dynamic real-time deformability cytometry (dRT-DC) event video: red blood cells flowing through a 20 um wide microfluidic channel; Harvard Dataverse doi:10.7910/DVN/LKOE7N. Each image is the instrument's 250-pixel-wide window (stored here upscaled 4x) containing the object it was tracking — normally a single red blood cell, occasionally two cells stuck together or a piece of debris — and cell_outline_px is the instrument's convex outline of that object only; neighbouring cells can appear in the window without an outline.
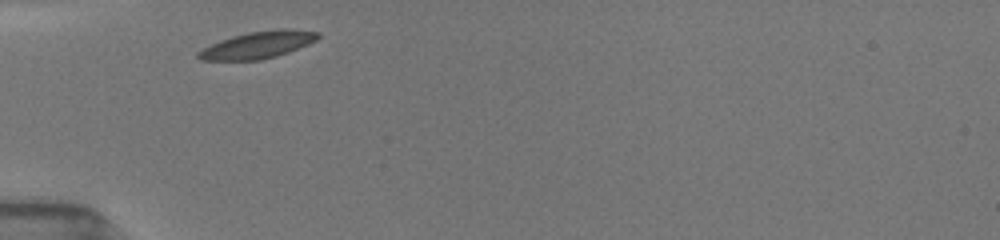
{"species": "common noctule bat (a hibernating species)", "species_latin": "Nyctalus noctula", "temperature_condition": "room temperature", "stored_images_in_passage": 10, "camera_frame_rate_fps": 3000, "um_per_image_px": 0.085, "animal": {"sex": "female", "body_mass_g": 19.5, "forearm_length_mm": 54.1}, "frame": {"image": 1, "passage_image": 1, "time_ms": 0.0, "image_size_px": [1000, 240], "cell_outline_px": [[320, 36], [316, 40], [308, 44], [288, 52], [276, 56], [260, 60], [200, 60], [196, 56], [196, 52], [220, 40], [232, 36], [248, 32], [280, 28], [292, 28], [320, 32]], "centroid_in_image_um": [21.94, 3.8], "position_along_channel_um": 63.1, "area_um2": 18.9}}
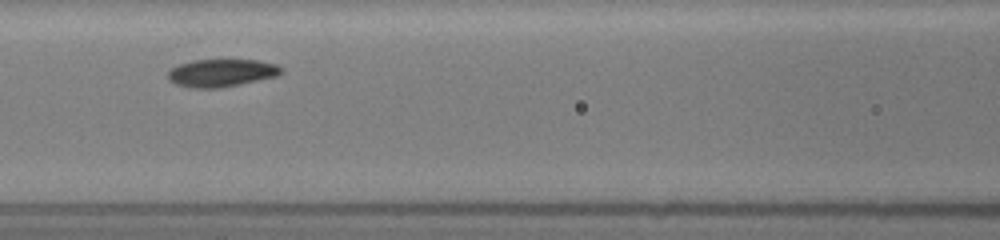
{"frame": {"image": 2, "passage_image": 4, "time_ms": 2.333, "image_size_px": [1000, 240], "cell_outline_px": [[284, 72], [276, 76], [240, 84], [220, 88], [188, 88], [176, 84], [168, 80], [168, 72], [172, 68], [180, 64], [192, 60], [256, 60], [280, 64], [284, 68]], "centroid_in_image_um": [18.86, 6.2], "position_along_channel_um": 147.7, "area_um2": 18.44}}
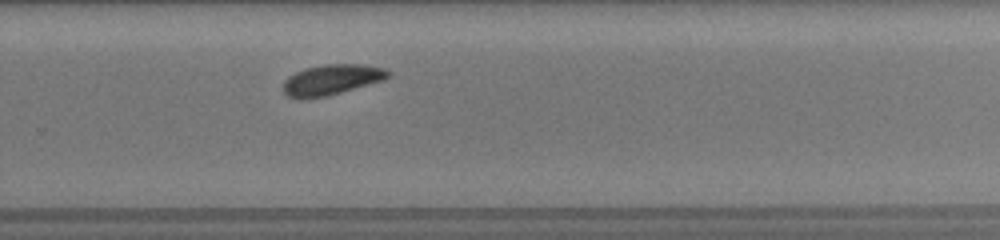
{"frame": {"image": 3, "passage_image": 10, "time_ms": 6.333, "image_size_px": [1000, 240], "cell_outline_px": [[392, 72], [384, 80], [328, 96], [300, 100], [288, 96], [284, 92], [284, 80], [288, 76], [304, 68], [324, 64], [364, 64], [384, 68]], "centroid_in_image_um": [28.18, 6.78], "position_along_channel_um": 301.6, "area_um2": 18.84}}